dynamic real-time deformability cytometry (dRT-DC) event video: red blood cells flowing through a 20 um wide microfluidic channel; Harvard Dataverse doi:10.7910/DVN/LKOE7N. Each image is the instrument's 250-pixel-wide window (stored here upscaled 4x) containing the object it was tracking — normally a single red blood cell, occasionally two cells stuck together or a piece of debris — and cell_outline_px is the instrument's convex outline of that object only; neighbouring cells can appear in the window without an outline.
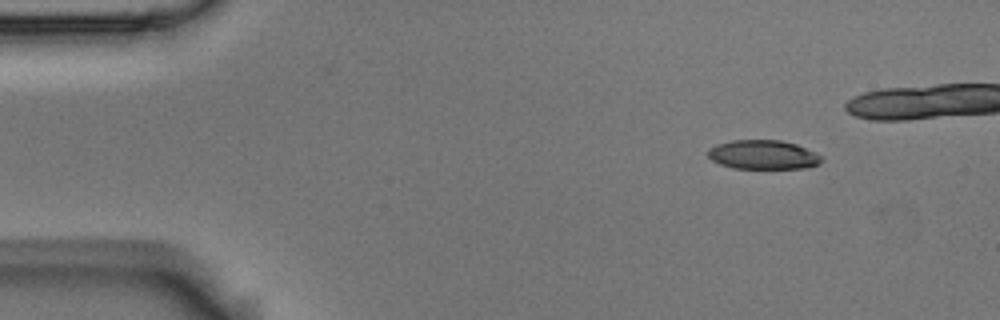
{"species": "Egyptian fruit bat (a non-hibernating species)", "species_latin": "Rousettus aegyptiacus", "temperature_condition": "room temperature", "stored_images_in_passage": 39, "camera_frame_rate_fps": 3000, "um_per_image_px": 0.085, "animal": {"sex": "male"}, "frame": {"image": 1, "passage_image": 1, "time_ms": 0.0, "image_size_px": [1000, 320], "cell_outline_px": [[820, 164], [808, 168], [732, 168], [720, 164], [712, 160], [708, 156], [708, 148], [716, 144], [732, 140], [780, 140], [796, 144], [816, 152], [820, 156]], "centroid_in_image_um": [64.85, 13.15], "position_along_channel_um": 20.1, "area_um2": 19.31}}
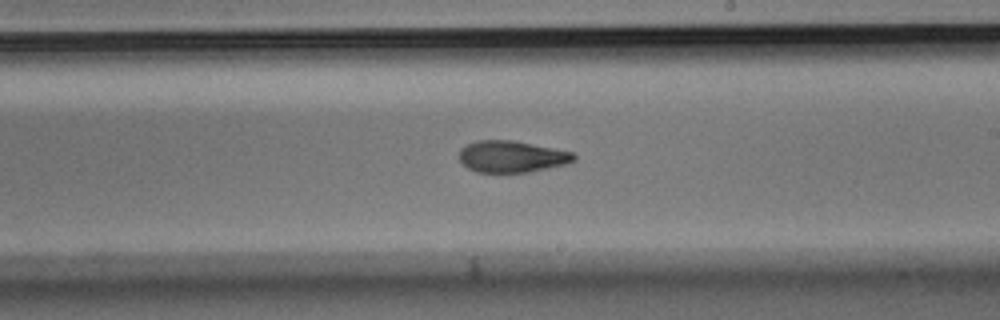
{"frame": {"image": 2, "passage_image": 26, "time_ms": 8.333, "image_size_px": [1000, 320], "cell_outline_px": [[576, 160], [564, 164], [528, 172], [476, 172], [468, 168], [460, 160], [460, 148], [476, 140], [512, 140], [572, 152], [576, 156]], "centroid_in_image_um": [43.47, 13.3], "position_along_channel_um": 245.5, "area_um2": 20.87}}
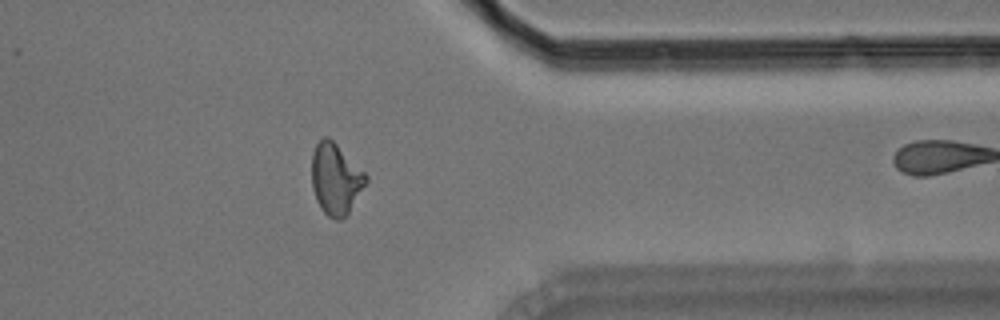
{"frame": {"image": 3, "passage_image": 38, "time_ms": 12.333, "image_size_px": [1000, 320], "cell_outline_px": [[368, 180], [348, 212], [340, 220], [336, 220], [328, 216], [324, 212], [316, 200], [312, 188], [312, 152], [316, 144], [324, 136], [328, 136], [368, 176]], "centroid_in_image_um": [28.51, 15.2], "position_along_channel_um": 382.9, "area_um2": 22.08}}